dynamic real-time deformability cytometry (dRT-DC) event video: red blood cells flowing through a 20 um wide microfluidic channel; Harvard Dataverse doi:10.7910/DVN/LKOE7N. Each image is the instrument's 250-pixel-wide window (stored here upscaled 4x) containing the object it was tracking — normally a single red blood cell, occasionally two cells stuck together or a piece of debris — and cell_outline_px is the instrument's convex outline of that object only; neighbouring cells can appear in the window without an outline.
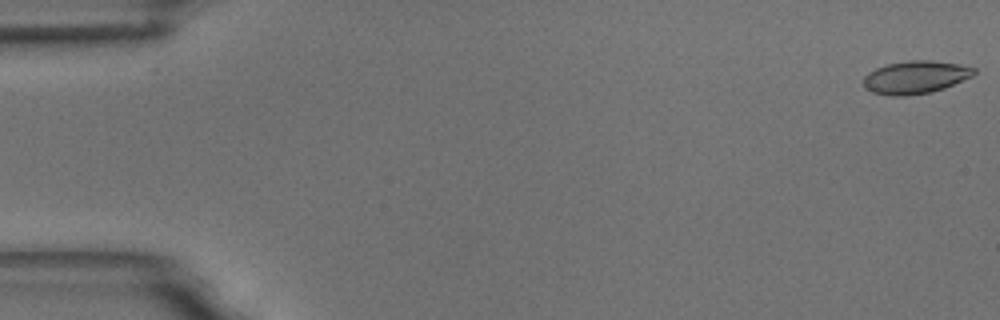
{"species": "common noctule bat (a hibernating species)", "species_latin": "Nyctalus noctula", "temperature_condition": "room temperature", "stored_images_in_passage": 55, "camera_frame_rate_fps": 3000, "um_per_image_px": 0.085, "animal": {"sex": "male", "body_mass_g": 18.8}, "frame": {"image": 1, "passage_image": 1, "time_ms": 0.0, "image_size_px": [1000, 320], "cell_outline_px": [[976, 72], [972, 76], [944, 88], [928, 92], [904, 96], [892, 96], [872, 92], [864, 88], [864, 76], [868, 72], [876, 68], [888, 64], [908, 60], [932, 60], [956, 64], [976, 68]], "centroid_in_image_um": [77.78, 6.56], "position_along_channel_um": 7.2, "area_um2": 20.98}}
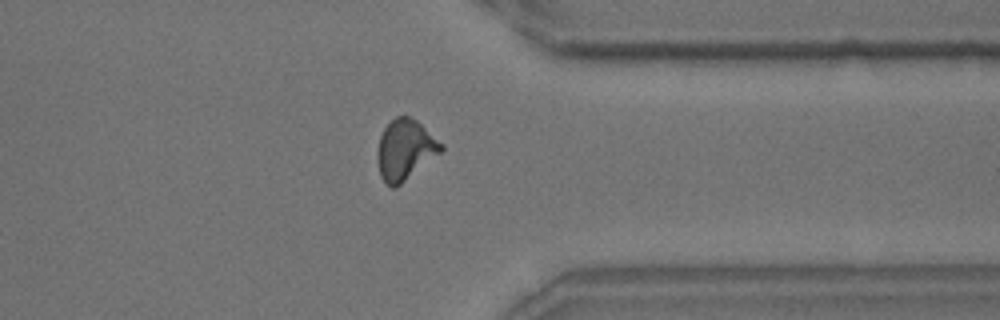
{"frame": {"image": 2, "passage_image": 43, "time_ms": 14.0, "image_size_px": [1000, 320], "cell_outline_px": [[444, 148], [440, 152], [396, 188], [392, 188], [380, 176], [376, 160], [376, 152], [380, 136], [384, 128], [396, 116], [408, 116], [416, 120], [444, 144]], "centroid_in_image_um": [34.41, 12.73], "position_along_channel_um": 377.0, "area_um2": 22.31}}
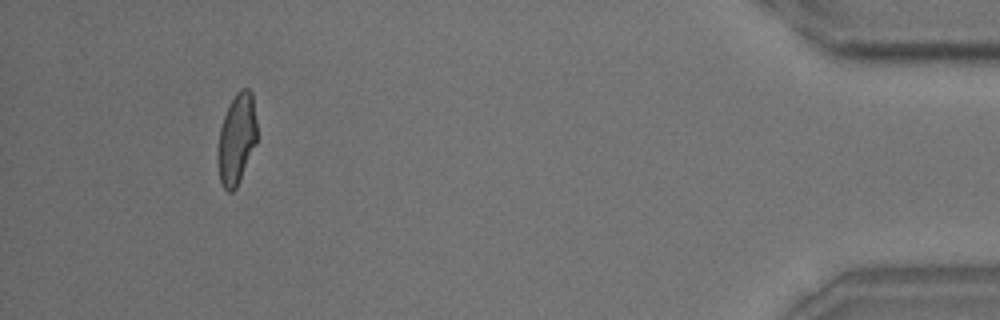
{"frame": {"image": 3, "passage_image": 51, "time_ms": 16.667, "image_size_px": [1000, 320], "cell_outline_px": [[256, 144], [240, 180], [236, 188], [232, 192], [228, 192], [220, 184], [216, 156], [216, 152], [220, 128], [224, 116], [236, 92], [240, 88], [248, 88], [252, 92], [256, 120]], "centroid_in_image_um": [20.09, 11.84], "position_along_channel_um": 415.1, "area_um2": 20.92}, "authors_computed_cell_mechanics": {"area_um2": 21.1548, "velocity_mm_per_s": 3.6987, "shape_relaxation_time_tau1_ms": 5.0941, "shape_relaxation_time_tau2_ms": 1.0886, "deformation_change_tau1": 0.1505, "deformation_change_tau2": 0.0523}}